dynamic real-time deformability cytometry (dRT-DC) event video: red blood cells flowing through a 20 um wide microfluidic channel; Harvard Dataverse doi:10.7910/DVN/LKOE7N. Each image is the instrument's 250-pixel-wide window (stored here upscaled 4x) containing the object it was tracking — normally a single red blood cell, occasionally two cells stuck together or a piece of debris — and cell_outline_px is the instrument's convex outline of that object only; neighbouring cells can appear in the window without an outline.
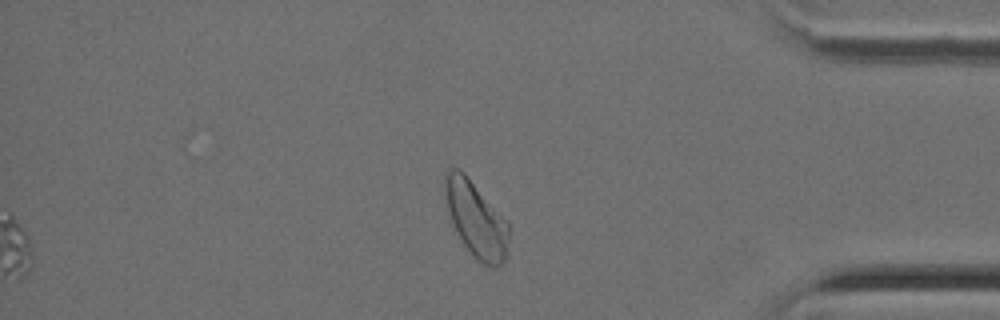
{"species": "Egyptian fruit bat (a non-hibernating species)", "species_latin": "Rousettus aegyptiacus", "temperature_condition": "cold", "stored_images_in_passage": 39, "segment_of_instrument_passage": [2, 2], "camera_frame_rate_fps": 3000, "um_per_image_px": 0.085, "animal": {"sex": "female"}, "frame": {"image": 1, "passage_image": 39, "time_ms": 12.667, "image_size_px": [1000, 320], "cell_outline_px": [[508, 252], [504, 260], [500, 264], [484, 264], [472, 256], [456, 232], [448, 212], [444, 192], [444, 176], [448, 168], [460, 168], [464, 172], [508, 220]], "centroid_in_image_um": [40.45, 18.58], "position_along_channel_um": 394.8, "area_um2": 28.15}}